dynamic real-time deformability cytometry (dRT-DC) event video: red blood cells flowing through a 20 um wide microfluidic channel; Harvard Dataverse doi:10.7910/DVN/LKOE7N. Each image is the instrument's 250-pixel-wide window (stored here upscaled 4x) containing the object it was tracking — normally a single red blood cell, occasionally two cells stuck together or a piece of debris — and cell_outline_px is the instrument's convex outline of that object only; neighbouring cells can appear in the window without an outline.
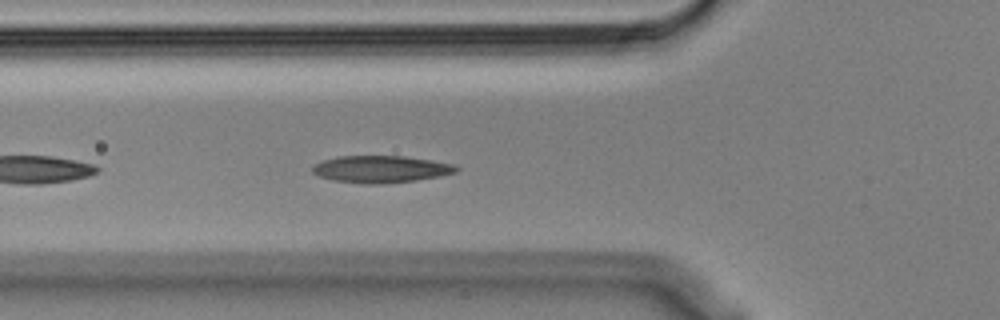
{"species": "Egyptian fruit bat (a non-hibernating species)", "species_latin": "Rousettus aegyptiacus", "temperature_condition": "cold", "stored_images_in_passage": 14, "camera_frame_rate_fps": 3000, "um_per_image_px": 0.085, "animal": {"sex": "male"}, "frame": {"image": 1, "passage_image": 7, "time_ms": 2.0, "image_size_px": [1000, 320], "cell_outline_px": [[460, 168], [456, 172], [440, 176], [416, 180], [380, 184], [364, 184], [332, 180], [320, 176], [312, 172], [312, 168], [316, 164], [324, 160], [336, 156], [404, 156], [432, 160], [456, 164]], "centroid_in_image_um": [32.41, 14.37], "position_along_channel_um": 93.4, "area_um2": 22.72}}